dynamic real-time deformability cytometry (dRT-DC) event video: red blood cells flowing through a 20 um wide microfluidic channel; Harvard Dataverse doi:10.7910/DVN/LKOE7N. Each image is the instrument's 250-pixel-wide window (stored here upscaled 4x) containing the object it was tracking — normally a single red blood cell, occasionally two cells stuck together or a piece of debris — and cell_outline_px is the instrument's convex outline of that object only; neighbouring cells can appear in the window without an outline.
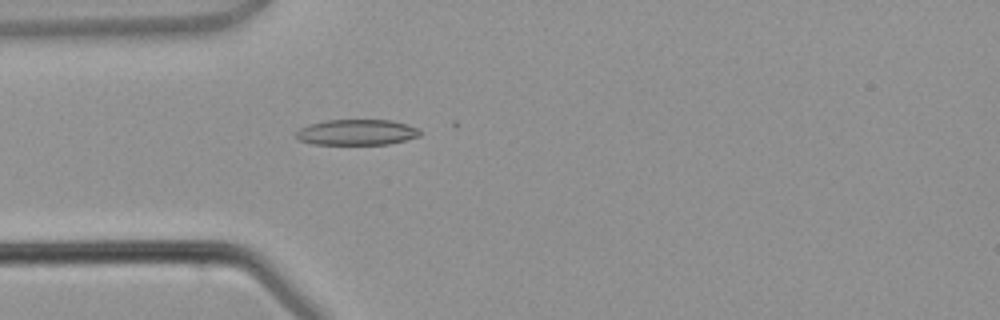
{"species": "common noctule bat (a hibernating species)", "species_latin": "Nyctalus noctula", "temperature_condition": "warm", "stored_images_in_passage": 3, "camera_frame_rate_fps": 3000, "um_per_image_px": 0.085, "animal": {"sex": "male", "body_mass_g": 21.5, "forearm_length_mm": 52.0}, "frame": {"image": 1, "passage_image": 3, "time_ms": 3.333, "image_size_px": [1000, 320], "cell_outline_px": [[420, 136], [388, 144], [312, 144], [300, 140], [296, 136], [296, 132], [300, 128], [308, 124], [324, 120], [392, 120], [408, 124], [420, 128]], "centroid_in_image_um": [30.33, 11.23], "position_along_channel_um": 54.7, "area_um2": 18.61}}